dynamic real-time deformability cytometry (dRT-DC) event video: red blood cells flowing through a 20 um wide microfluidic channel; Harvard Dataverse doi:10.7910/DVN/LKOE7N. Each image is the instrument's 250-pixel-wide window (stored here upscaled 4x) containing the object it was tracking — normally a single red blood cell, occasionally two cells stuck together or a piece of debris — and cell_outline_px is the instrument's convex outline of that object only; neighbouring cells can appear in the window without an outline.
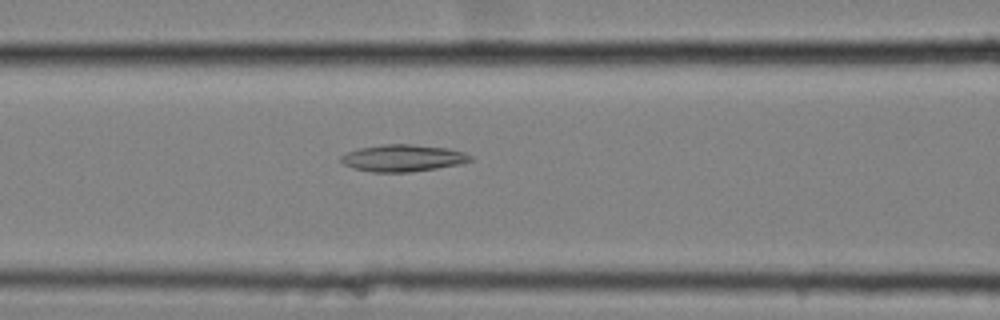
{"species": "common noctule bat (a hibernating species)", "species_latin": "Nyctalus noctula", "temperature_condition": "cold", "stored_images_in_passage": 40, "camera_frame_rate_fps": 3000, "um_per_image_px": 0.085, "animal": {"sex": "female", "body_mass_g": 25.1}, "frame": {"image": 1, "passage_image": 13, "time_ms": 4.0, "image_size_px": [1000, 320], "cell_outline_px": [[472, 160], [460, 164], [436, 168], [408, 172], [372, 172], [352, 168], [344, 164], [340, 160], [340, 156], [348, 152], [360, 148], [384, 144], [412, 144], [448, 148], [464, 152], [472, 156]], "centroid_in_image_um": [34.24, 13.43], "position_along_channel_um": 132.4, "area_um2": 20.23}}
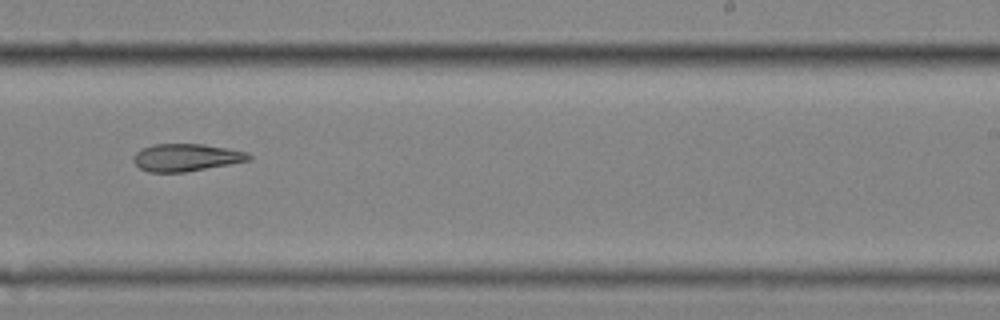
{"frame": {"image": 2, "passage_image": 25, "time_ms": 8.0, "image_size_px": [1000, 320], "cell_outline_px": [[252, 160], [184, 172], [148, 172], [140, 168], [132, 160], [132, 156], [140, 148], [152, 144], [204, 144], [228, 148], [244, 152], [252, 156]], "centroid_in_image_um": [15.78, 13.38], "position_along_channel_um": 273.2, "area_um2": 18.5}}
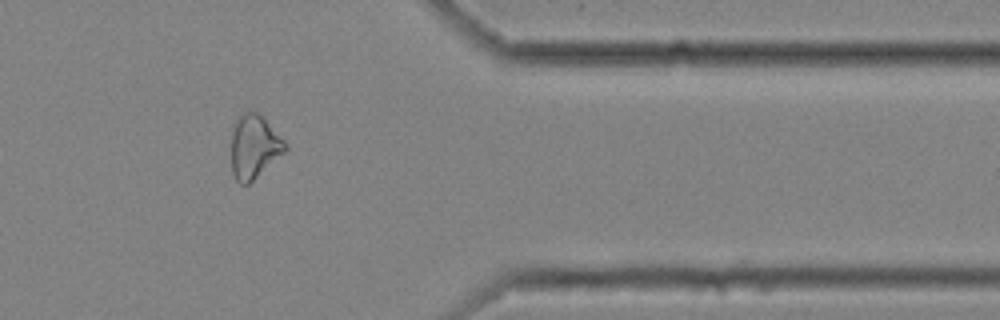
{"frame": {"image": 3, "passage_image": 36, "time_ms": 11.667, "image_size_px": [1000, 320], "cell_outline_px": [[288, 148], [284, 152], [248, 184], [240, 184], [236, 180], [232, 172], [232, 124], [244, 112], [252, 108], [264, 116], [288, 144]], "centroid_in_image_um": [21.61, 12.4], "position_along_channel_um": 389.8, "area_um2": 20.17}}